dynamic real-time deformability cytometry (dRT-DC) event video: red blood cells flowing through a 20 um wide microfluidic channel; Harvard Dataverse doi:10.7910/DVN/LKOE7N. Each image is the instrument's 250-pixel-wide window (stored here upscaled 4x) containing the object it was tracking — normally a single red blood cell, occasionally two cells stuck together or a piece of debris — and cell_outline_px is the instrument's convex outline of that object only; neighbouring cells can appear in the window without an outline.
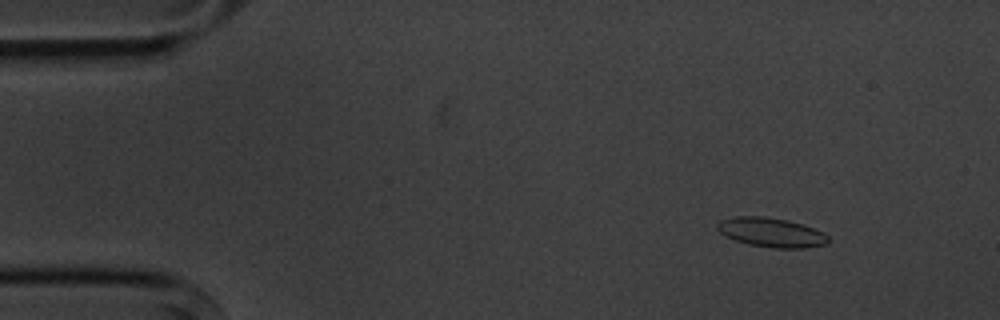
{"species": "common noctule bat (a hibernating species)", "species_latin": "Nyctalus noctula", "temperature_condition": "cold", "stored_images_in_passage": 7, "camera_frame_rate_fps": 3000, "um_per_image_px": 0.085, "animal": {"sex": "male", "body_mass_g": 20.1, "forearm_length_mm": 53.5}, "frame": {"image": 1, "passage_image": 2, "time_ms": 1.0, "image_size_px": [1000, 320], "cell_outline_px": [[828, 244], [804, 248], [772, 248], [748, 244], [736, 240], [720, 232], [716, 228], [716, 224], [720, 220], [736, 216], [764, 216], [788, 220], [804, 224], [824, 232], [828, 236]], "centroid_in_image_um": [65.59, 19.75], "position_along_channel_um": 19.4, "area_um2": 19.07}}
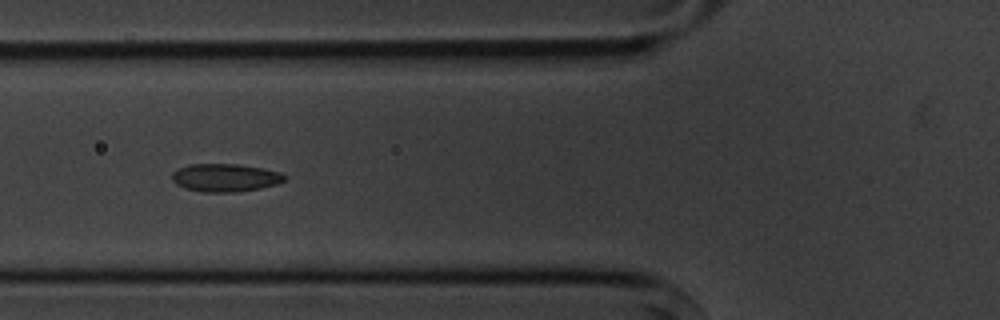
{"frame": {"image": 2, "passage_image": 6, "time_ms": 5.667, "image_size_px": [1000, 320], "cell_outline_px": [[288, 176], [284, 180], [276, 184], [260, 188], [236, 192], [200, 192], [184, 188], [176, 184], [172, 180], [172, 172], [188, 164], [236, 164], [264, 168], [280, 172]], "centroid_in_image_um": [19.14, 15.1], "position_along_channel_um": 106.7, "area_um2": 18.44}}
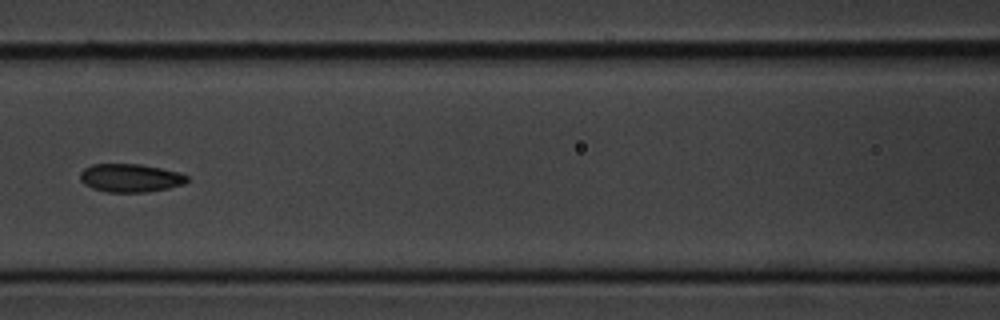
{"frame": {"image": 3, "passage_image": 7, "time_ms": 7.0, "image_size_px": [1000, 320], "cell_outline_px": [[188, 180], [184, 184], [168, 188], [148, 192], [104, 192], [92, 188], [84, 184], [80, 180], [80, 172], [84, 168], [92, 164], [140, 164], [180, 172], [188, 176]], "centroid_in_image_um": [11.07, 15.13], "position_along_channel_um": 155.5, "area_um2": 17.74}}